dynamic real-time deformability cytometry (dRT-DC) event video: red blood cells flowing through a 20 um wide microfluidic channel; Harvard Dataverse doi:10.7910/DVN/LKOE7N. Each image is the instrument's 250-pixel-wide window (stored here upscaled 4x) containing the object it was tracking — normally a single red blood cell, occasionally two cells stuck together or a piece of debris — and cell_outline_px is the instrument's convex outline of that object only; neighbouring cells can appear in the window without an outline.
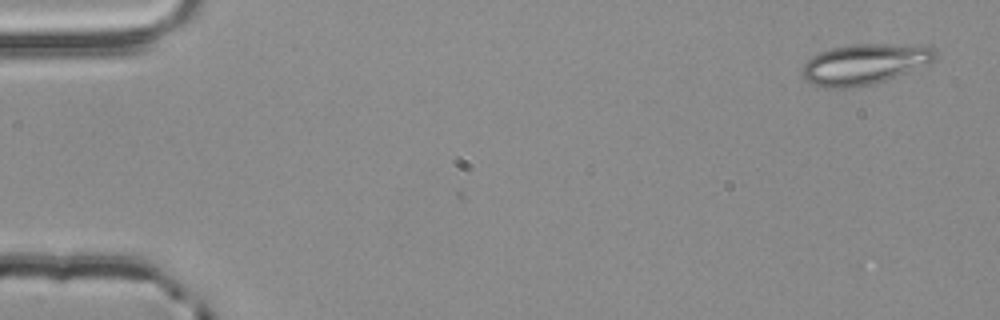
{"species": "common noctule bat (a hibernating species)", "species_latin": "Nyctalus noctula", "temperature_condition": "room temperature", "stored_images_in_passage": 2, "camera_frame_rate_fps": 3000, "um_per_image_px": 0.085, "animal": {"sex": "male", "body_mass_g": 20.4}, "frame": {"image": 1, "passage_image": 2, "time_ms": 0.333, "image_size_px": [1000, 320], "cell_outline_px": [[936, 56], [928, 64], [908, 72], [872, 84], [856, 88], [824, 88], [812, 84], [800, 72], [804, 64], [812, 56], [820, 52], [832, 48], [852, 44], [924, 44], [932, 48], [936, 52]], "centroid_in_image_um": [73.49, 5.44], "position_along_channel_um": 11.5, "area_um2": 31.56}}